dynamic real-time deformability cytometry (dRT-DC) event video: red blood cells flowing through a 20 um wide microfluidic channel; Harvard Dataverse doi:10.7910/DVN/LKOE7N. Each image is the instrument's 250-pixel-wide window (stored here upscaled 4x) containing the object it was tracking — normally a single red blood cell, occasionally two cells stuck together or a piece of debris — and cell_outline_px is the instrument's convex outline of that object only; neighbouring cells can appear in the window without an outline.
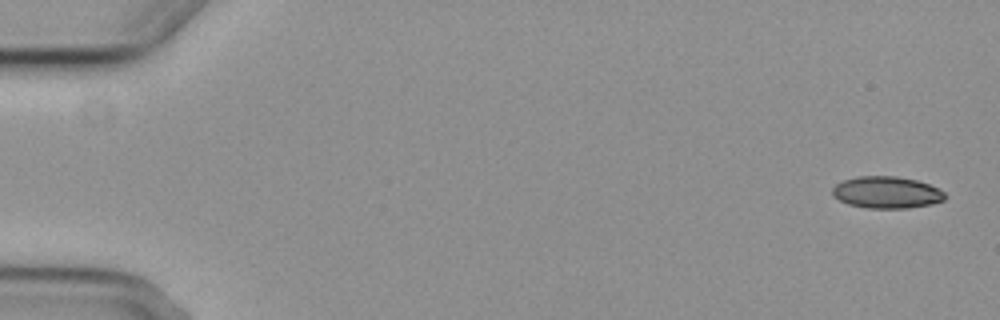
{"species": "common noctule bat (a hibernating species)", "species_latin": "Nyctalus noctula", "temperature_condition": "cold", "stored_images_in_passage": 5, "camera_frame_rate_fps": 3000, "um_per_image_px": 0.085, "animal": {"sex": "female", "body_mass_g": 29.2, "forearm_length_mm": 56.3}, "frame": {"image": 1, "passage_image": 1, "time_ms": 0.0, "image_size_px": [1000, 320], "cell_outline_px": [[944, 200], [932, 204], [908, 208], [868, 208], [848, 204], [832, 196], [832, 188], [836, 184], [844, 180], [856, 176], [896, 176], [916, 180], [928, 184], [944, 192]], "centroid_in_image_um": [75.33, 16.35], "position_along_channel_um": 9.7, "area_um2": 20.81}}
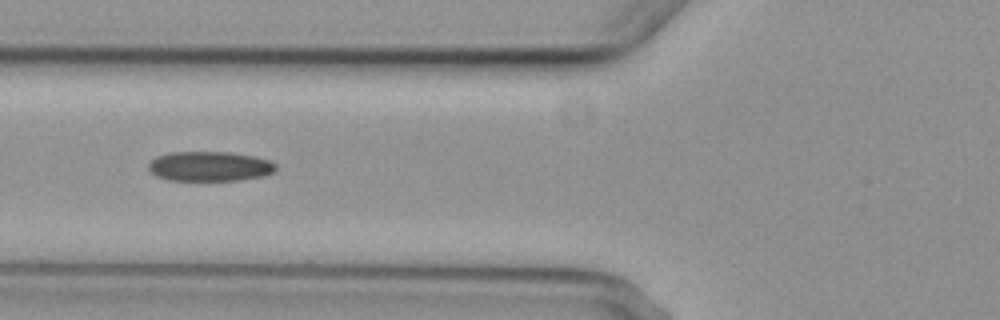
{"frame": {"image": 2, "passage_image": 5, "time_ms": 6.667, "image_size_px": [1000, 320], "cell_outline_px": [[276, 172], [264, 176], [236, 180], [168, 180], [156, 176], [148, 168], [148, 164], [156, 156], [172, 152], [232, 152], [256, 156], [268, 160], [276, 164]], "centroid_in_image_um": [17.85, 14.13], "position_along_channel_um": 108.0, "area_um2": 22.2}}